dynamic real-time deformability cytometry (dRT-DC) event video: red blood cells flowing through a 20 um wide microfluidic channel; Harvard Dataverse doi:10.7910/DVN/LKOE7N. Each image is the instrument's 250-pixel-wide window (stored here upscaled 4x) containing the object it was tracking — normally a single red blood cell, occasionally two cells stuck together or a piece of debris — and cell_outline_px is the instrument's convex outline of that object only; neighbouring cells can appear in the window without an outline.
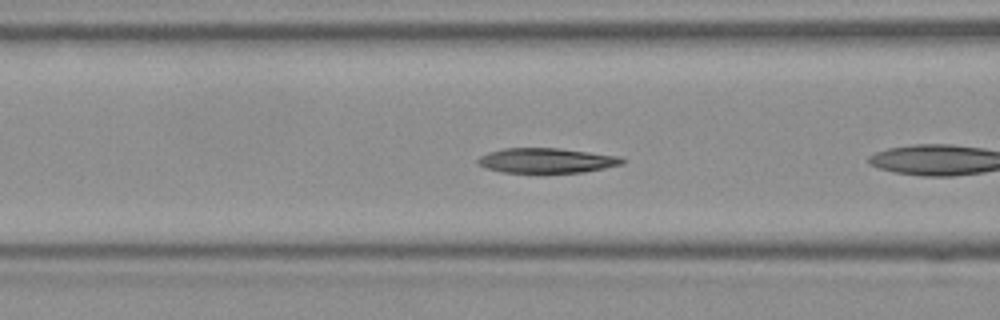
{"species": "Egyptian fruit bat (a non-hibernating species)", "species_latin": "Rousettus aegyptiacus", "temperature_condition": "room temperature", "stored_images_in_passage": 29, "camera_frame_rate_fps": 3000, "um_per_image_px": 0.085, "frame": {"image": 1, "passage_image": 5, "time_ms": 1.333, "image_size_px": [1000, 320], "cell_outline_px": [[628, 160], [624, 164], [584, 172], [504, 172], [488, 168], [476, 164], [476, 160], [480, 156], [488, 152], [504, 148], [560, 148], [620, 156]], "centroid_in_image_um": [46.49, 13.63], "position_along_channel_um": 120.1, "area_um2": 20.98}, "authors_computed_cell_mechanics": {"area_um2": 21.7328, "velocity_mm_per_s": 3.8611, "shape_relaxation_time_tau1_ms": 3.0651, "shape_relaxation_time_tau2_ms": 1.8516, "deformation_change_tau1": 0.128, "deformation_change_tau2": 0.0787}}